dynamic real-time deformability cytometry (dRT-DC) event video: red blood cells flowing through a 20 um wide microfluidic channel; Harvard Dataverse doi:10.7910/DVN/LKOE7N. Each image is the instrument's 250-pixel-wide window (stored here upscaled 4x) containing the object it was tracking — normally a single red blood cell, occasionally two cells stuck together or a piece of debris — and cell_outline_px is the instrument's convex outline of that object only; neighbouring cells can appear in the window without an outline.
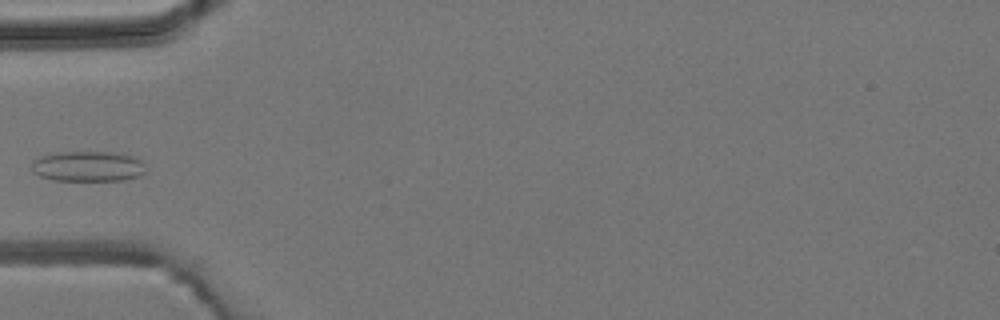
{"species": "common noctule bat (a hibernating species)", "species_latin": "Nyctalus noctula", "temperature_condition": "room temperature", "stored_images_in_passage": 4, "camera_frame_rate_fps": 3000, "um_per_image_px": 0.085, "animal": {"sex": "male", "body_mass_g": 19.2, "forearm_length_mm": 51.8}, "frame": {"image": 1, "passage_image": 4, "time_ms": 3.333, "image_size_px": [1000, 320], "cell_outline_px": [[144, 172], [140, 176], [124, 180], [52, 180], [40, 176], [32, 172], [32, 160], [40, 156], [56, 152], [108, 152], [132, 156], [140, 160]], "centroid_in_image_um": [7.41, 14.14], "position_along_channel_um": 77.6, "area_um2": 20.06}}